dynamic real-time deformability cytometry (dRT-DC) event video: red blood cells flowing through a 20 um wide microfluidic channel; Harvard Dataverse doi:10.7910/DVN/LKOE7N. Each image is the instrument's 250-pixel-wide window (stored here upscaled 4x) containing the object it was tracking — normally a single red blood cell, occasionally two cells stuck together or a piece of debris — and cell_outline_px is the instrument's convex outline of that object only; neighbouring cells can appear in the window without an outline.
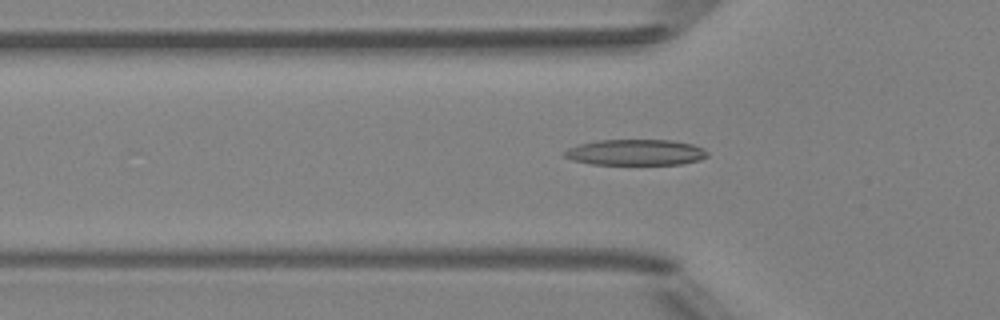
{"species": "Egyptian fruit bat (a non-hibernating species)", "species_latin": "Rousettus aegyptiacus", "temperature_condition": "room temperature", "stored_images_in_passage": 45, "camera_frame_rate_fps": 3000, "um_per_image_px": 0.085, "animal": {"sex": "female"}, "frame": {"image": 1, "passage_image": 15, "time_ms": 4.667, "image_size_px": [1000, 320], "cell_outline_px": [[708, 156], [700, 160], [680, 164], [592, 164], [572, 160], [564, 156], [564, 152], [568, 148], [580, 144], [596, 140], [672, 140], [692, 144], [704, 148], [708, 152]], "centroid_in_image_um": [54.05, 12.95], "position_along_channel_um": 71.8, "area_um2": 21.56}}
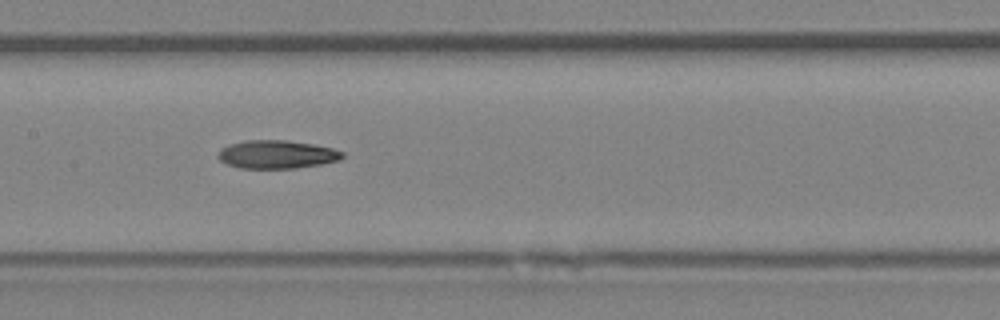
{"frame": {"image": 2, "passage_image": 23, "time_ms": 7.333, "image_size_px": [1000, 320], "cell_outline_px": [[344, 156], [340, 160], [320, 164], [296, 168], [240, 168], [228, 164], [220, 160], [216, 156], [220, 148], [228, 144], [244, 140], [288, 140], [316, 144], [332, 148], [344, 152]], "centroid_in_image_um": [23.52, 13.11], "position_along_channel_um": 183.9, "area_um2": 20.69}}
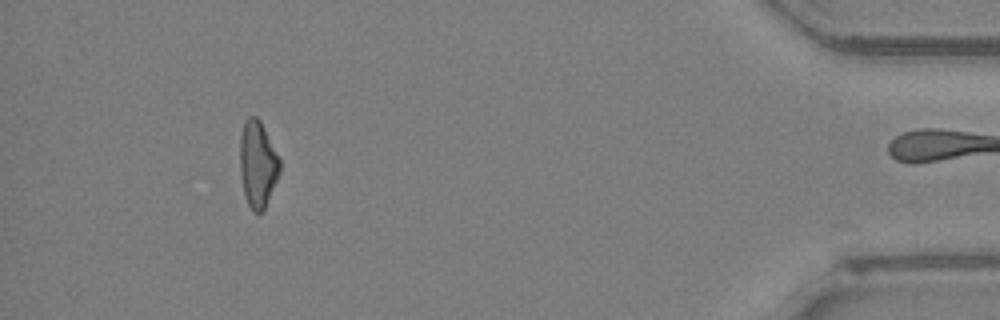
{"frame": {"image": 3, "passage_image": 44, "time_ms": 14.333, "image_size_px": [1000, 320], "cell_outline_px": [[280, 172], [264, 208], [260, 212], [252, 212], [244, 196], [240, 172], [240, 136], [244, 120], [248, 116], [256, 116], [260, 120], [280, 156]], "centroid_in_image_um": [21.9, 13.91], "position_along_channel_um": 413.3, "area_um2": 20.23}, "authors_computed_cell_mechanics": {"area_um2": 20.6924, "velocity_mm_per_s": 4.212, "shape_relaxation_time_tau1_ms": 4.9467, "shape_relaxation_time_tau2_ms": null, "deformation_change_tau1": 0.1606, "deformation_change_tau2": null}}